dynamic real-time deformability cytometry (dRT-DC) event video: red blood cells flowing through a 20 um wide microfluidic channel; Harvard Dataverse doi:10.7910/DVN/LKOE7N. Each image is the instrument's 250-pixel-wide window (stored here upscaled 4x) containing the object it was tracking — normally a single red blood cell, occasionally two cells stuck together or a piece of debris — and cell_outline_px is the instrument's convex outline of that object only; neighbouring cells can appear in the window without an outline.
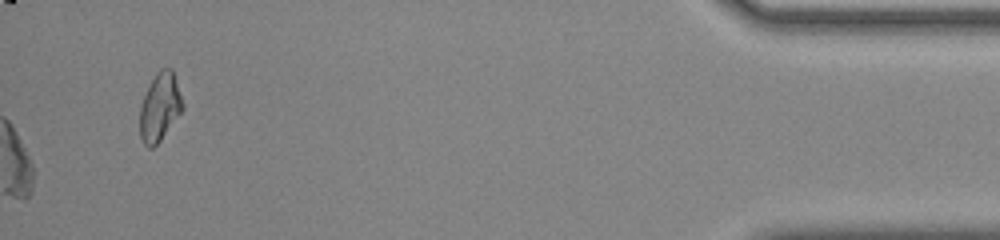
{"species": "common noctule bat (a hibernating species)", "species_latin": "Nyctalus noctula", "temperature_condition": "room temperature", "stored_images_in_passage": 53, "segment_of_instrument_passage": [2, 2], "camera_frame_rate_fps": 3000, "um_per_image_px": 0.085, "animal": {"sex": "male", "body_mass_g": 20.0, "forearm_length_mm": 53.3}, "frame": {"image": 1, "passage_image": 53, "time_ms": 17.333, "image_size_px": [1000, 240], "cell_outline_px": [[184, 108], [160, 140], [152, 148], [148, 148], [144, 144], [140, 136], [140, 108], [144, 96], [156, 72], [160, 68], [172, 68], [184, 104]], "centroid_in_image_um": [13.59, 9.09], "position_along_channel_um": 421.6, "area_um2": 16.76}}